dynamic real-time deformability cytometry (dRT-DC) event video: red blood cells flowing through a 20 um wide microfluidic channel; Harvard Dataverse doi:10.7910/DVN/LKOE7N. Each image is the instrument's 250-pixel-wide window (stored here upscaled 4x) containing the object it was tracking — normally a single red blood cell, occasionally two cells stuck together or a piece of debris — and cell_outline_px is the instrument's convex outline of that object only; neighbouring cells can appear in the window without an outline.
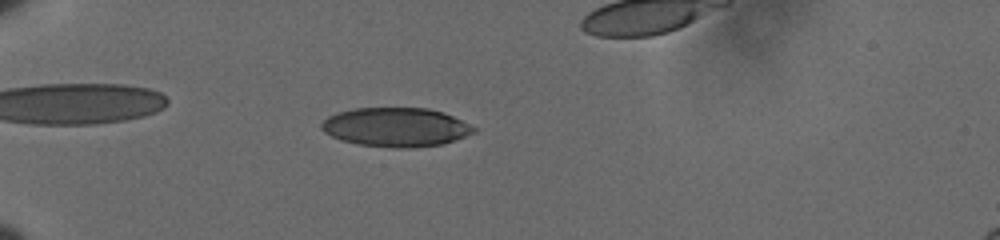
{"species": "human", "species_latin": "Homo sapiens", "temperature_condition": "cold", "stored_images_in_passage": 47, "camera_frame_rate_fps": 3000, "um_per_image_px": 0.085, "donor": {"sex": "male"}, "frame": {"image": 1, "passage_image": 10, "time_ms": 3.0, "image_size_px": [1000, 240], "cell_outline_px": [[476, 132], [440, 144], [408, 148], [396, 148], [360, 144], [340, 140], [324, 132], [320, 128], [320, 124], [328, 116], [340, 112], [356, 108], [428, 108], [452, 116], [476, 128]], "centroid_in_image_um": [33.61, 10.81], "position_along_channel_um": 51.4, "area_um2": 34.16}}
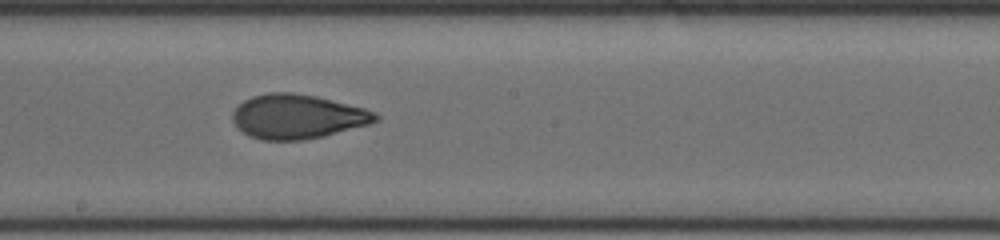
{"frame": {"image": 2, "passage_image": 27, "time_ms": 8.667, "image_size_px": [1000, 240], "cell_outline_px": [[380, 120], [368, 124], [320, 136], [300, 140], [260, 140], [248, 136], [232, 120], [232, 112], [244, 100], [252, 96], [268, 92], [292, 92], [316, 96], [364, 108], [376, 112], [380, 116]], "centroid_in_image_um": [25.27, 9.89], "position_along_channel_um": 222.9, "area_um2": 36.65}}
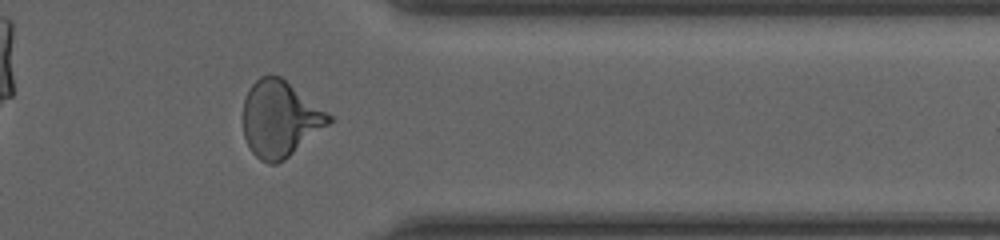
{"frame": {"image": 3, "passage_image": 41, "time_ms": 13.333, "image_size_px": [1000, 240], "cell_outline_px": [[332, 120], [328, 124], [284, 160], [276, 164], [268, 164], [260, 160], [252, 152], [244, 136], [244, 100], [252, 84], [260, 76], [280, 76], [332, 116]], "centroid_in_image_um": [23.78, 10.12], "position_along_channel_um": 387.6, "area_um2": 37.22}}